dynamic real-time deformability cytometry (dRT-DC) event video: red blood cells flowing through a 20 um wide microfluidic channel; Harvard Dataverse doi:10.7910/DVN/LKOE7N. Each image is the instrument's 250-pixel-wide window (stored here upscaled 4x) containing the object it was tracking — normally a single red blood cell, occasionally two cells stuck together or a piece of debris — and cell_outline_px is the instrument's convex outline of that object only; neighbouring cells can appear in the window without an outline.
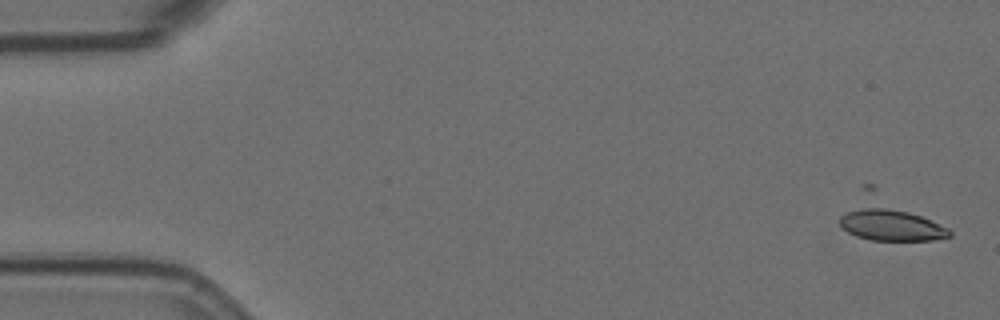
{"species": "Egyptian fruit bat (a non-hibernating species)", "species_latin": "Rousettus aegyptiacus", "temperature_condition": "room temperature", "stored_images_in_passage": 48, "camera_frame_rate_fps": 3000, "um_per_image_px": 0.085, "animal": {"sex": "female"}, "frame": {"image": 1, "passage_image": 1, "time_ms": 0.0, "image_size_px": [1000, 320], "cell_outline_px": [[952, 236], [932, 240], [872, 240], [856, 236], [848, 232], [840, 224], [840, 216], [848, 212], [872, 204], [876, 204], [908, 212], [920, 216], [948, 228], [952, 232]], "centroid_in_image_um": [75.74, 19.11], "position_along_channel_um": 9.3, "area_um2": 20.11}}
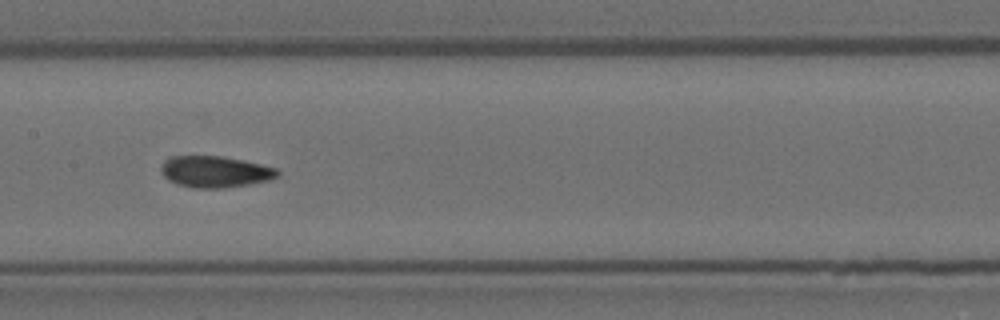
{"frame": {"image": 2, "passage_image": 27, "time_ms": 8.667, "image_size_px": [1000, 320], "cell_outline_px": [[280, 176], [272, 180], [224, 188], [196, 188], [176, 184], [168, 180], [160, 172], [160, 168], [164, 160], [172, 156], [220, 156], [260, 164], [276, 168], [280, 172]], "centroid_in_image_um": [18.28, 14.6], "position_along_channel_um": 189.1, "area_um2": 21.39}}
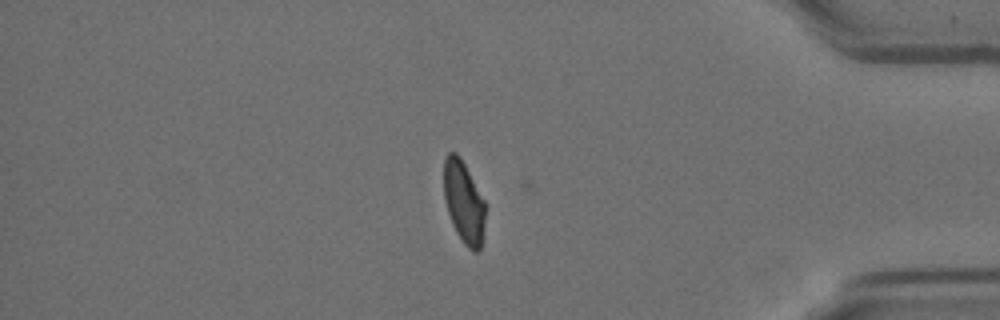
{"frame": {"image": 3, "passage_image": 47, "time_ms": 15.333, "image_size_px": [1000, 320], "cell_outline_px": [[484, 220], [480, 248], [476, 252], [468, 248], [464, 244], [456, 232], [452, 224], [444, 200], [444, 156], [448, 152], [456, 152], [460, 156], [484, 200]], "centroid_in_image_um": [39.38, 17.14], "position_along_channel_um": 395.8, "area_um2": 19.59}, "authors_computed_cell_mechanics": {"area_um2": 21.2993, "velocity_mm_per_s": 3.5999, "shape_relaxation_time_tau1_ms": null, "shape_relaxation_time_tau2_ms": 2.2835, "deformation_change_tau1": null, "deformation_change_tau2": 0.0649}}